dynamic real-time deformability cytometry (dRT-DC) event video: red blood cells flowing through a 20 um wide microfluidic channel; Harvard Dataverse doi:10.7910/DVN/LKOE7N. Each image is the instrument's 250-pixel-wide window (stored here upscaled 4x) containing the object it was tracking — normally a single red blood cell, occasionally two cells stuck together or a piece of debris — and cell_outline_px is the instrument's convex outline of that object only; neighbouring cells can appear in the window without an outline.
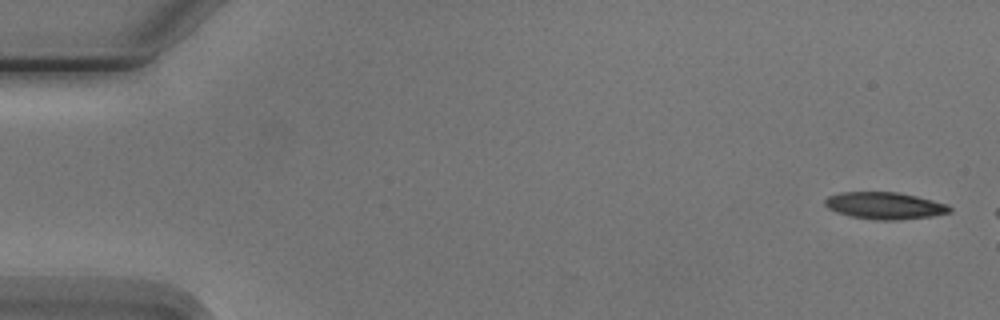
{"species": "Egyptian fruit bat (a non-hibernating species)", "species_latin": "Rousettus aegyptiacus", "temperature_condition": "cold", "stored_images_in_passage": 4, "camera_frame_rate_fps": 3000, "um_per_image_px": 0.085, "animal": {"sex": "male"}, "frame": {"image": 1, "passage_image": 1, "time_ms": 0.0, "image_size_px": [1000, 320], "cell_outline_px": [[952, 212], [932, 216], [896, 220], [876, 220], [852, 216], [836, 212], [828, 208], [824, 204], [824, 200], [828, 196], [844, 192], [896, 192], [916, 196], [948, 204], [952, 208]], "centroid_in_image_um": [75.22, 17.48], "position_along_channel_um": 9.8, "area_um2": 19.54}}